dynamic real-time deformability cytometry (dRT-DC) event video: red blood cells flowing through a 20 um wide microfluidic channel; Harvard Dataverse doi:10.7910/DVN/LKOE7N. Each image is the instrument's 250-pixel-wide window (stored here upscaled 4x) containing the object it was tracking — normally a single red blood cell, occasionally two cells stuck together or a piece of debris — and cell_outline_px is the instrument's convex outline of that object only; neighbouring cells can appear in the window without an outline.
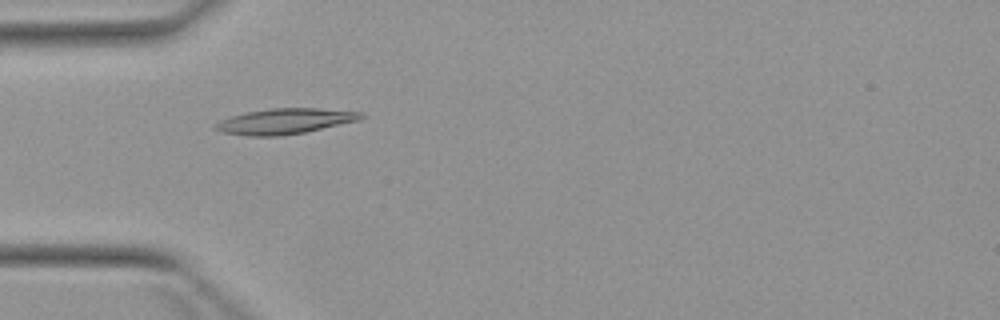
{"species": "Egyptian fruit bat (a non-hibernating species)", "species_latin": "Rousettus aegyptiacus", "temperature_condition": "warm", "stored_images_in_passage": 6, "camera_frame_rate_fps": 3000, "um_per_image_px": 0.085, "animal": {"sex": "female"}, "frame": {"image": 1, "passage_image": 5, "time_ms": 5.0, "image_size_px": [1000, 320], "cell_outline_px": [[364, 116], [360, 120], [304, 132], [280, 136], [252, 136], [224, 132], [212, 128], [220, 120], [232, 116], [248, 112], [272, 108], [316, 108], [364, 112]], "centroid_in_image_um": [24.25, 10.3], "position_along_channel_um": 60.8, "area_um2": 21.39}}
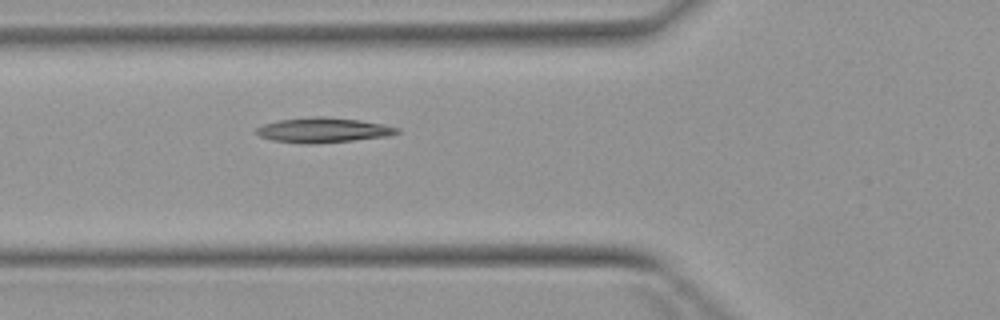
{"frame": {"image": 2, "passage_image": 6, "time_ms": 6.0, "image_size_px": [1000, 320], "cell_outline_px": [[400, 132], [388, 136], [352, 140], [308, 144], [272, 140], [260, 136], [256, 132], [256, 128], [264, 124], [280, 120], [312, 116], [324, 116], [360, 120], [384, 124], [400, 128]], "centroid_in_image_um": [27.49, 11.05], "position_along_channel_um": 98.3, "area_um2": 20.29}}